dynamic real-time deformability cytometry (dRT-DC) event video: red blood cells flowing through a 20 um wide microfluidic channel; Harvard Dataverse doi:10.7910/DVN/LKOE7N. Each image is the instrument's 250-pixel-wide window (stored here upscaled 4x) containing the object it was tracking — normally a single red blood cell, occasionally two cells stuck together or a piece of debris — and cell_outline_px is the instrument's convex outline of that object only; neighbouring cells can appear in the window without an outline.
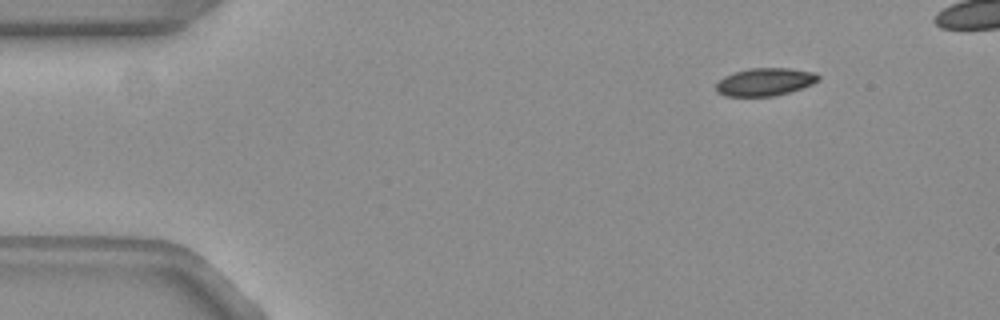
{"species": "common noctule bat (a hibernating species)", "species_latin": "Nyctalus noctula", "temperature_condition": "warm", "stored_images_in_passage": 45, "camera_frame_rate_fps": 3000, "um_per_image_px": 0.085, "animal": {"sex": "female", "body_mass_g": 19.3, "forearm_length_mm": 54.1}, "frame": {"image": 1, "passage_image": 1, "time_ms": 0.0, "image_size_px": [1000, 320], "cell_outline_px": [[820, 80], [812, 84], [788, 92], [772, 96], [724, 96], [716, 92], [716, 84], [724, 76], [748, 68], [788, 68], [816, 72], [820, 76]], "centroid_in_image_um": [65.02, 6.95], "position_along_channel_um": 20.0, "area_um2": 16.53}}
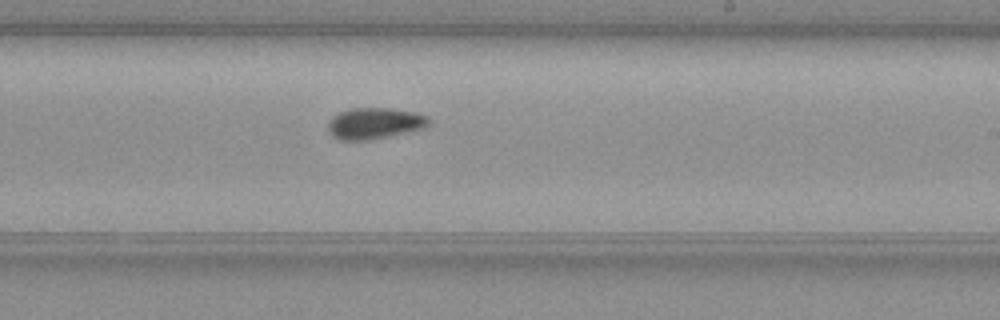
{"frame": {"image": 2, "passage_image": 27, "time_ms": 8.667, "image_size_px": [1000, 320], "cell_outline_px": [[428, 124], [424, 128], [384, 136], [360, 140], [340, 140], [332, 136], [328, 128], [328, 124], [332, 116], [348, 108], [392, 108], [416, 112], [428, 116]], "centroid_in_image_um": [31.81, 10.45], "position_along_channel_um": 257.2, "area_um2": 18.03}}
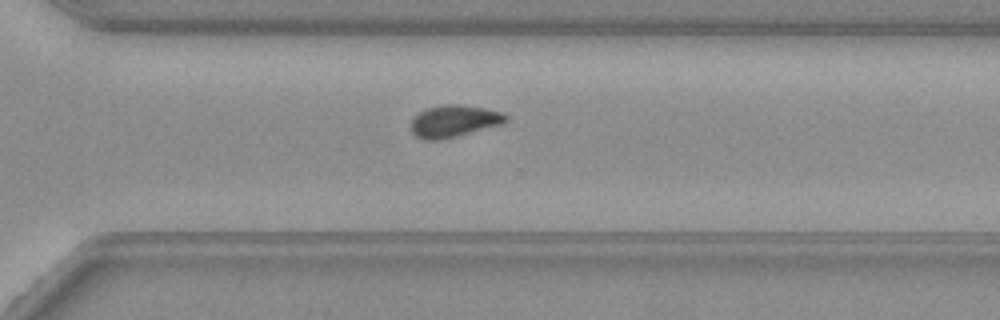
{"frame": {"image": 3, "passage_image": 33, "time_ms": 10.667, "image_size_px": [1000, 320], "cell_outline_px": [[508, 120], [504, 124], [444, 140], [424, 140], [416, 136], [412, 132], [412, 120], [420, 112], [428, 108], [448, 104], [460, 104], [484, 108], [504, 112], [508, 116]], "centroid_in_image_um": [38.66, 10.31], "position_along_channel_um": 331.9, "area_um2": 17.86}}